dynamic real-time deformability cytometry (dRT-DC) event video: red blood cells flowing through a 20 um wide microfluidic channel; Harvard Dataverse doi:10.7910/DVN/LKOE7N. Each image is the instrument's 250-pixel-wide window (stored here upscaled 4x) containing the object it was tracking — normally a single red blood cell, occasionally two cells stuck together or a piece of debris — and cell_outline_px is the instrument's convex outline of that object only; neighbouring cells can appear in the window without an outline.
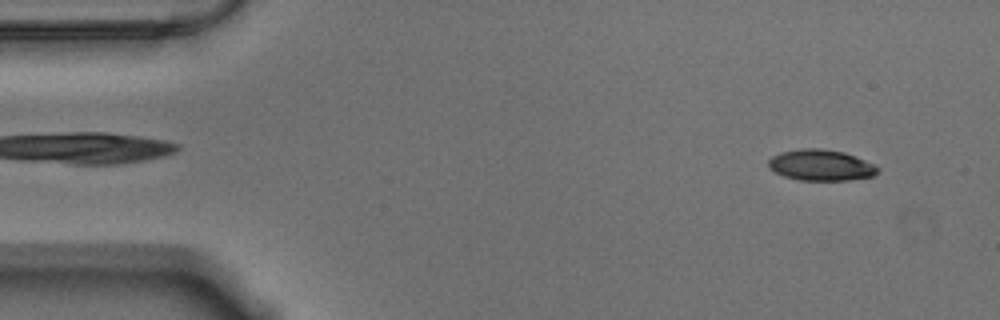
{"species": "Egyptian fruit bat (a non-hibernating species)", "species_latin": "Rousettus aegyptiacus", "temperature_condition": "warm", "stored_images_in_passage": 56, "camera_frame_rate_fps": 3000, "um_per_image_px": 0.085, "animal": {"sex": "male"}, "frame": {"image": 1, "passage_image": 4, "time_ms": 1.0, "image_size_px": [1000, 320], "cell_outline_px": [[880, 168], [872, 176], [848, 180], [800, 180], [784, 176], [768, 168], [768, 160], [772, 156], [780, 152], [800, 148], [820, 148], [844, 152], [876, 164]], "centroid_in_image_um": [69.76, 14.03], "position_along_channel_um": 15.2, "area_um2": 19.83}}
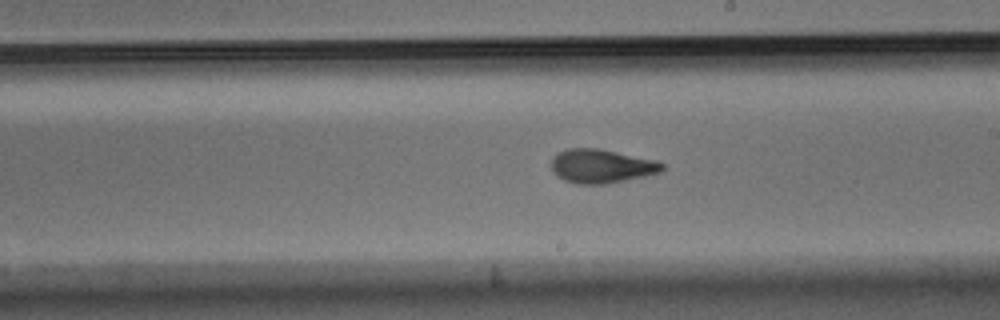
{"frame": {"image": 2, "passage_image": 31, "time_ms": 10.0, "image_size_px": [1000, 320], "cell_outline_px": [[664, 168], [660, 172], [644, 176], [608, 184], [576, 184], [564, 180], [552, 172], [552, 156], [568, 148], [600, 148], [656, 160], [664, 164]], "centroid_in_image_um": [51.11, 14.12], "position_along_channel_um": 237.9, "area_um2": 21.96}}
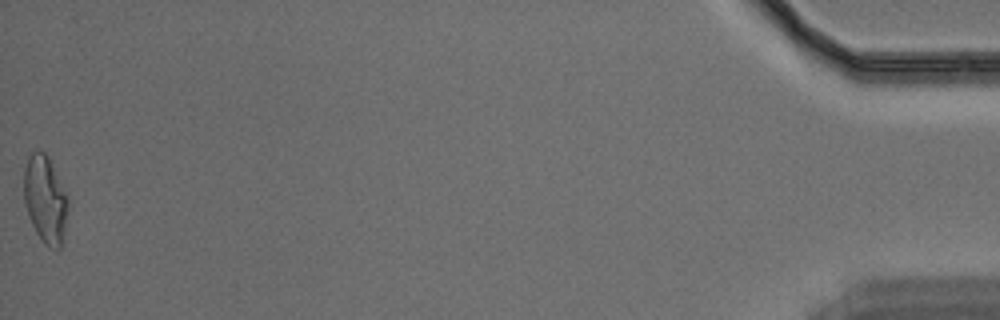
{"frame": {"image": 3, "passage_image": 56, "time_ms": 18.333, "image_size_px": [1000, 320], "cell_outline_px": [[68, 212], [60, 248], [48, 248], [44, 244], [36, 232], [28, 216], [24, 204], [24, 168], [28, 156], [36, 148], [40, 148], [48, 156], [68, 192]], "centroid_in_image_um": [3.85, 16.89], "position_along_channel_um": 431.3, "area_um2": 23.0}, "authors_computed_cell_mechanics": {"area_um2": 21.1548, "velocity_mm_per_s": 3.542, "shape_relaxation_time_tau1_ms": 6.336, "shape_relaxation_time_tau2_ms": 2.2353, "deformation_change_tau1": 0.2046, "deformation_change_tau2": 0.0976}}